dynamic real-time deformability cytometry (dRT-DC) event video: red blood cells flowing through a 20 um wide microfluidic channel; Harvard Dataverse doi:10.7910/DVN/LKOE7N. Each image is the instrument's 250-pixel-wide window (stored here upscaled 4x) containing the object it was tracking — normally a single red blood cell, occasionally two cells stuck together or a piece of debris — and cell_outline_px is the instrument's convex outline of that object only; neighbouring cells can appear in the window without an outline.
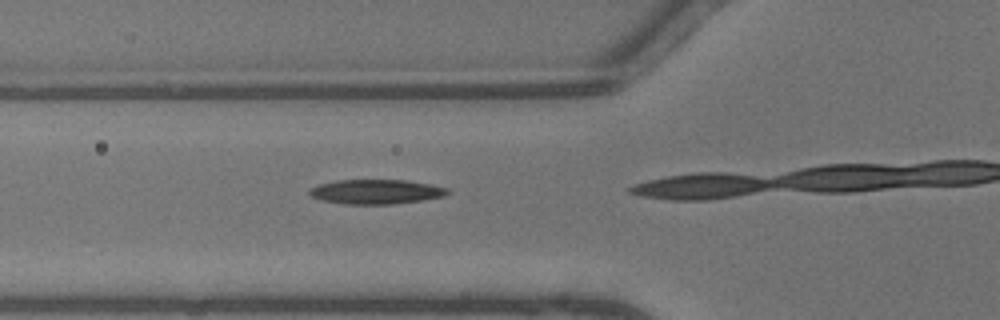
{"species": "common noctule bat (a hibernating species)", "species_latin": "Nyctalus noctula", "temperature_condition": "warm", "stored_images_in_passage": 14, "camera_frame_rate_fps": 3000, "um_per_image_px": 0.085, "animal": {"sex": "male", "body_mass_g": 13.3}, "frame": {"image": 1, "passage_image": 13, "time_ms": 4.0, "image_size_px": [1000, 320], "cell_outline_px": [[452, 192], [444, 196], [424, 200], [392, 204], [344, 204], [320, 200], [312, 196], [308, 192], [312, 188], [320, 184], [336, 180], [408, 180], [432, 184], [448, 188]], "centroid_in_image_um": [32.02, 16.29], "position_along_channel_um": 93.8, "area_um2": 19.88}}